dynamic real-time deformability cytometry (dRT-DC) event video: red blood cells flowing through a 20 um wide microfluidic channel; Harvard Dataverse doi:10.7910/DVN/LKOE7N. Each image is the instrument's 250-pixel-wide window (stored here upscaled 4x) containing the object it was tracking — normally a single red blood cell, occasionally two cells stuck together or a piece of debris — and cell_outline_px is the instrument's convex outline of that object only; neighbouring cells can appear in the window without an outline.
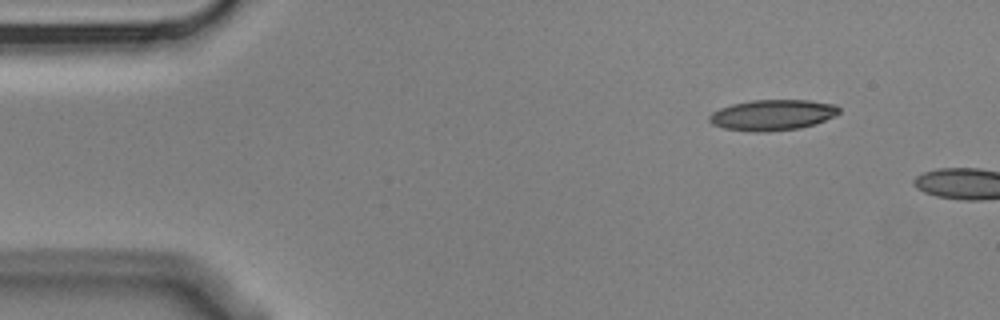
{"species": "Egyptian fruit bat (a non-hibernating species)", "species_latin": "Rousettus aegyptiacus", "temperature_condition": "cold", "stored_images_in_passage": 2, "camera_frame_rate_fps": 3000, "um_per_image_px": 0.085, "animal": {"sex": "male"}, "frame": {"image": 1, "passage_image": 1, "time_ms": 0.0, "image_size_px": [1000, 320], "cell_outline_px": [[840, 112], [836, 116], [816, 124], [800, 128], [768, 132], [752, 132], [724, 128], [712, 124], [708, 120], [708, 116], [712, 112], [720, 108], [732, 104], [752, 100], [808, 100], [836, 104], [840, 108]], "centroid_in_image_um": [65.68, 9.78], "position_along_channel_um": 19.3, "area_um2": 23.52}}